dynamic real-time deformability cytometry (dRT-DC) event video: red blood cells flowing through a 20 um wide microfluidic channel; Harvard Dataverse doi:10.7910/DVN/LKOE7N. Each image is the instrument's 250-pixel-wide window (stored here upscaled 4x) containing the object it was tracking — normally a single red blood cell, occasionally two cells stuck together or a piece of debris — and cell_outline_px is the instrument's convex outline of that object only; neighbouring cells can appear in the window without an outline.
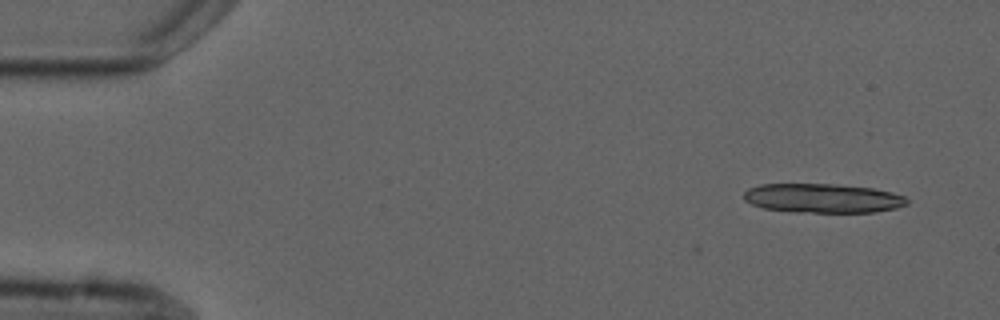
{"species": "common noctule bat (a hibernating species)", "species_latin": "Nyctalus noctula", "temperature_condition": "cold", "stored_images_in_passage": 4, "camera_frame_rate_fps": 3000, "um_per_image_px": 0.085, "animal": {"sex": "male", "forearm_length_mm": 52.5}, "frame": {"image": 1, "passage_image": 1, "time_ms": 0.0, "image_size_px": [1000, 320], "cell_outline_px": [[908, 204], [896, 208], [876, 212], [792, 212], [764, 208], [752, 204], [744, 200], [744, 192], [748, 188], [760, 184], [836, 184], [872, 188], [892, 192], [904, 196], [908, 200]], "centroid_in_image_um": [69.93, 16.85], "position_along_channel_um": 15.1, "area_um2": 27.86}}